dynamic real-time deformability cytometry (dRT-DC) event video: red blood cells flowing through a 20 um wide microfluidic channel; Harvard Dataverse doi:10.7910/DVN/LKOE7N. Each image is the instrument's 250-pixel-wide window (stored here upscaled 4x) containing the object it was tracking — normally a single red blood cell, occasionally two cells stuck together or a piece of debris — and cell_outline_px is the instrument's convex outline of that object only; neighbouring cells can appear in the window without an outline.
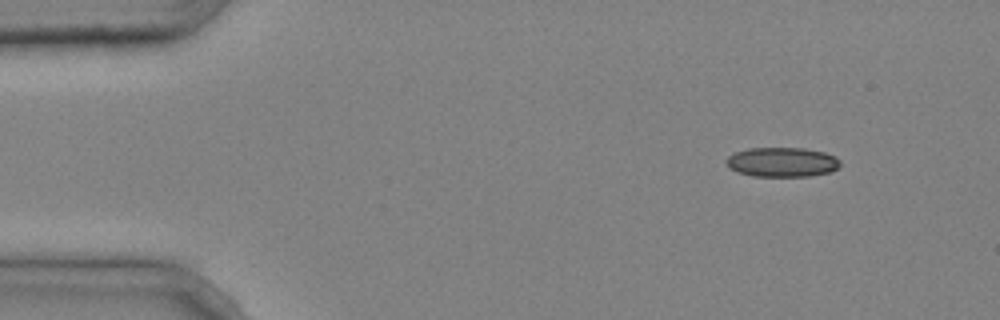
{"species": "common noctule bat (a hibernating species)", "species_latin": "Nyctalus noctula", "temperature_condition": "cold", "stored_images_in_passage": 4, "camera_frame_rate_fps": 3000, "um_per_image_px": 0.085, "animal": {"sex": "male", "body_mass_g": 20.4}, "frame": {"image": 1, "passage_image": 1, "time_ms": 0.0, "image_size_px": [1000, 320], "cell_outline_px": [[840, 164], [832, 172], [808, 176], [752, 176], [740, 172], [732, 168], [728, 164], [728, 156], [736, 152], [748, 148], [804, 148], [824, 152], [836, 156], [840, 160]], "centroid_in_image_um": [66.54, 13.77], "position_along_channel_um": 18.5, "area_um2": 19.42}}
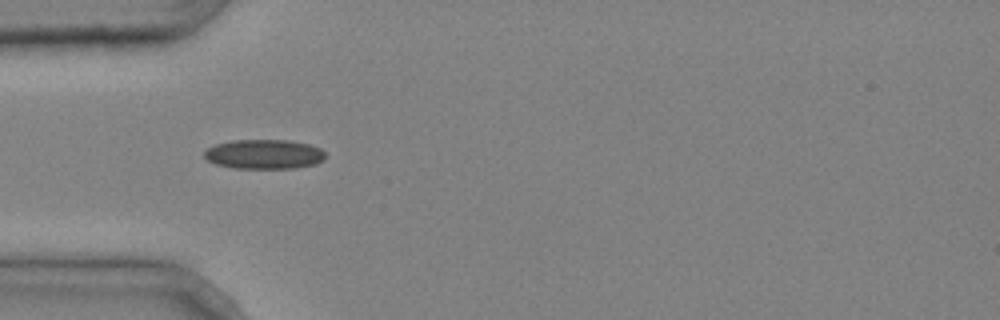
{"frame": {"image": 2, "passage_image": 3, "time_ms": 0.667, "image_size_px": [1000, 320], "cell_outline_px": [[324, 160], [316, 164], [296, 168], [232, 168], [216, 164], [208, 160], [204, 156], [204, 152], [208, 148], [216, 144], [232, 140], [288, 140], [308, 144], [320, 148], [324, 152]], "centroid_in_image_um": [22.45, 13.11], "position_along_channel_um": 62.5, "area_um2": 20.81}}